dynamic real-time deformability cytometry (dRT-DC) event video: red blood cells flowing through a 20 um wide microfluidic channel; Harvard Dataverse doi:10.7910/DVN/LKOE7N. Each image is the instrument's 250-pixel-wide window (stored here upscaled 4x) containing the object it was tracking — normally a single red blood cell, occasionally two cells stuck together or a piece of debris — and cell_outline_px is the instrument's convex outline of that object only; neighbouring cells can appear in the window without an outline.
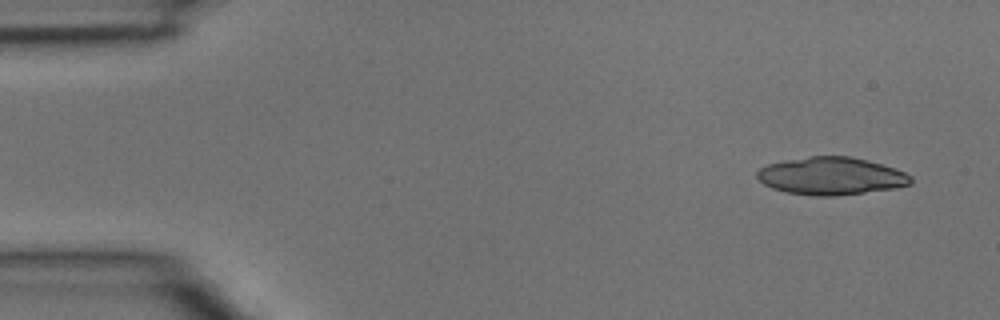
{"species": "common noctule bat (a hibernating species)", "species_latin": "Nyctalus noctula", "temperature_condition": "room temperature", "stored_images_in_passage": 3, "camera_frame_rate_fps": 3000, "um_per_image_px": 0.085, "animal": {"sex": "male", "body_mass_g": 15.6}, "frame": {"image": 1, "passage_image": 1, "time_ms": 0.0, "image_size_px": [1000, 320], "cell_outline_px": [[912, 184], [896, 188], [836, 196], [812, 196], [784, 192], [772, 188], [764, 184], [756, 176], [756, 172], [760, 168], [768, 164], [784, 160], [808, 156], [848, 156], [868, 160], [904, 172], [912, 176]], "centroid_in_image_um": [70.63, 14.97], "position_along_channel_um": 14.4, "area_um2": 33.81}}